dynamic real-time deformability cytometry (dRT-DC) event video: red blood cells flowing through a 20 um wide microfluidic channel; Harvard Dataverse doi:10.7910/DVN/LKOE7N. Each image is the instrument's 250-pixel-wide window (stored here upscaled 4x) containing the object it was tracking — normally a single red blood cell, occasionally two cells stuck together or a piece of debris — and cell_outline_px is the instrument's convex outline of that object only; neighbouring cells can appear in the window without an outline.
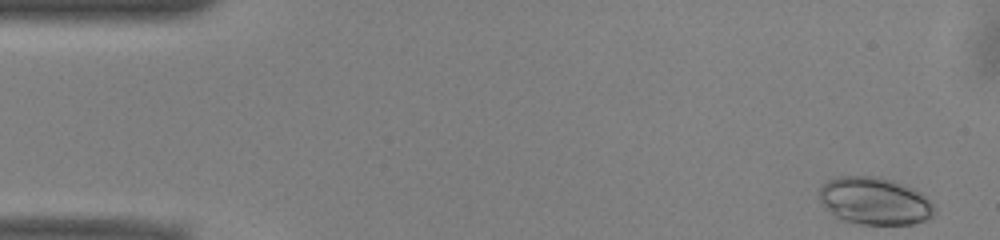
{"species": "common noctule bat (a hibernating species)", "species_latin": "Nyctalus noctula", "temperature_condition": "warm", "stored_images_in_passage": 44, "camera_frame_rate_fps": 3000, "um_per_image_px": 0.085, "animal": {"sex": "male", "body_mass_g": 13.0, "forearm_length_mm": 53.1}, "frame": {"image": 1, "passage_image": 1, "time_ms": 0.0, "image_size_px": [1000, 240], "cell_outline_px": [[936, 212], [932, 216], [924, 220], [912, 224], [860, 224], [840, 220], [832, 216], [820, 200], [820, 188], [828, 180], [836, 176], [876, 176], [892, 180], [920, 192], [932, 204]], "centroid_in_image_um": [74.3, 17.09], "position_along_channel_um": 10.7, "area_um2": 31.73}}
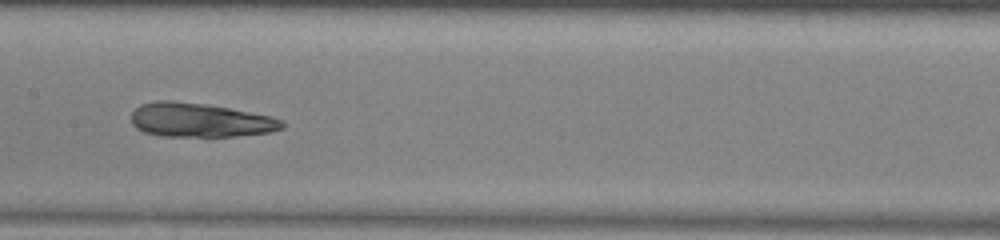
{"frame": {"image": 2, "passage_image": 24, "time_ms": 7.667, "image_size_px": [1000, 240], "cell_outline_px": [[284, 128], [268, 132], [236, 136], [160, 136], [144, 132], [136, 128], [132, 124], [132, 112], [140, 104], [156, 100], [172, 100], [208, 104], [268, 116], [284, 120]], "centroid_in_image_um": [16.95, 10.2], "position_along_channel_um": 190.4, "area_um2": 29.88}}
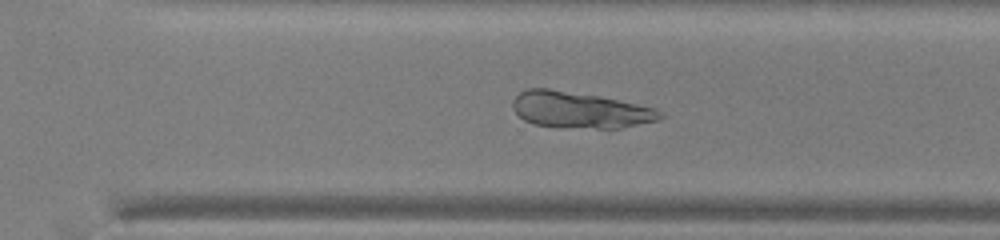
{"frame": {"image": 3, "passage_image": 34, "time_ms": 11.0, "image_size_px": [1000, 240], "cell_outline_px": [[664, 116], [660, 120], [620, 128], [596, 128], [532, 124], [524, 120], [512, 108], [512, 100], [520, 92], [528, 88], [548, 88], [596, 96], [656, 108], [664, 112]], "centroid_in_image_um": [49.3, 9.34], "position_along_channel_um": 321.3, "area_um2": 30.69}}